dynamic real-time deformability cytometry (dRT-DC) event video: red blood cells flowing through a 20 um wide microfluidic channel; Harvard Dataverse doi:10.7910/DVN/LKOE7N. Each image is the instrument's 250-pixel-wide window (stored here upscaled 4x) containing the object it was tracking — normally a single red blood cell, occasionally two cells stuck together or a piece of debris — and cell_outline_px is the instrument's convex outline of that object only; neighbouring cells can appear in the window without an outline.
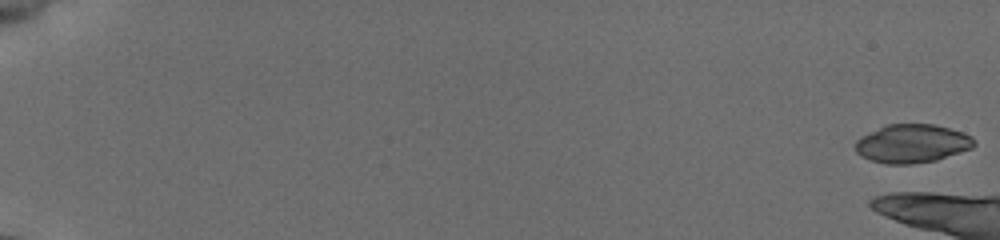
{"species": "common noctule bat (a hibernating species)", "species_latin": "Nyctalus noctula", "temperature_condition": "cold", "stored_images_in_passage": 9, "camera_frame_rate_fps": 3000, "um_per_image_px": 0.085, "animal": {"sex": "female", "body_mass_g": 19.5, "forearm_length_mm": 54.1}, "frame": {"image": 1, "passage_image": 1, "time_ms": 0.0, "image_size_px": [1000, 240], "cell_outline_px": [[976, 144], [972, 148], [936, 160], [912, 164], [888, 164], [872, 160], [860, 156], [856, 152], [856, 140], [888, 124], [932, 124], [948, 128], [972, 136], [976, 140]], "centroid_in_image_um": [77.56, 12.21], "position_along_channel_um": 7.4, "area_um2": 26.3}}